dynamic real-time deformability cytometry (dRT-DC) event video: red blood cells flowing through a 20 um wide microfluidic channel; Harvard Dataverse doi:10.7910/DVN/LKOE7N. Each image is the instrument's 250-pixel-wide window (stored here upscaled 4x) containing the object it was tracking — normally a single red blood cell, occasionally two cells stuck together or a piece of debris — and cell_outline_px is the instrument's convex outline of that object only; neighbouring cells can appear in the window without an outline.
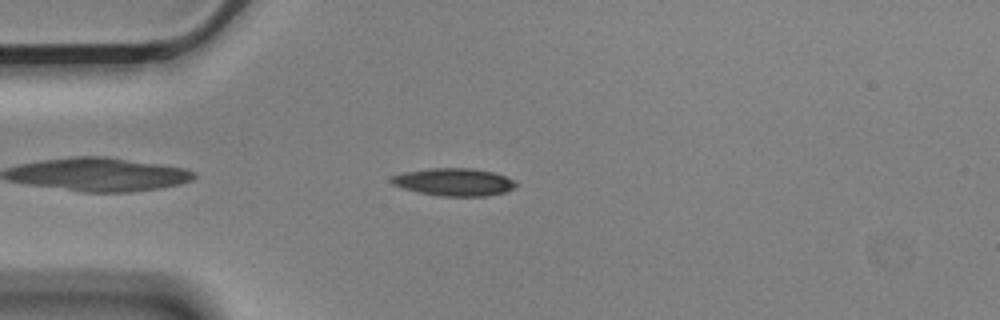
{"species": "Egyptian fruit bat (a non-hibernating species)", "species_latin": "Rousettus aegyptiacus", "temperature_condition": "cold", "stored_images_in_passage": 47, "camera_frame_rate_fps": 3000, "um_per_image_px": 0.085, "animal": {"sex": "male"}, "frame": {"image": 1, "passage_image": 5, "time_ms": 1.333, "image_size_px": [1000, 320], "cell_outline_px": [[516, 188], [504, 192], [488, 196], [440, 196], [420, 192], [404, 188], [392, 184], [388, 180], [392, 176], [404, 172], [428, 168], [472, 168], [492, 172], [504, 176], [512, 180], [516, 184]], "centroid_in_image_um": [38.57, 15.47], "position_along_channel_um": 46.4, "area_um2": 19.94}}
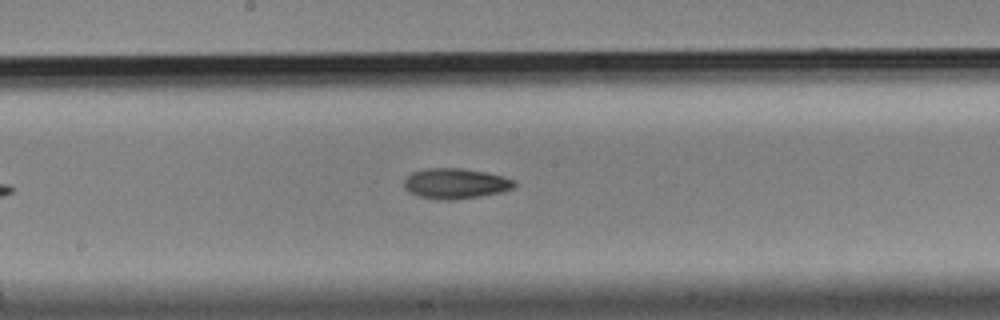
{"frame": {"image": 2, "passage_image": 20, "time_ms": 6.333, "image_size_px": [1000, 320], "cell_outline_px": [[516, 184], [512, 188], [500, 192], [480, 196], [452, 200], [444, 200], [420, 196], [408, 192], [404, 188], [404, 180], [412, 172], [424, 168], [464, 168], [504, 176], [516, 180]], "centroid_in_image_um": [38.71, 15.59], "position_along_channel_um": 209.5, "area_um2": 19.54}}
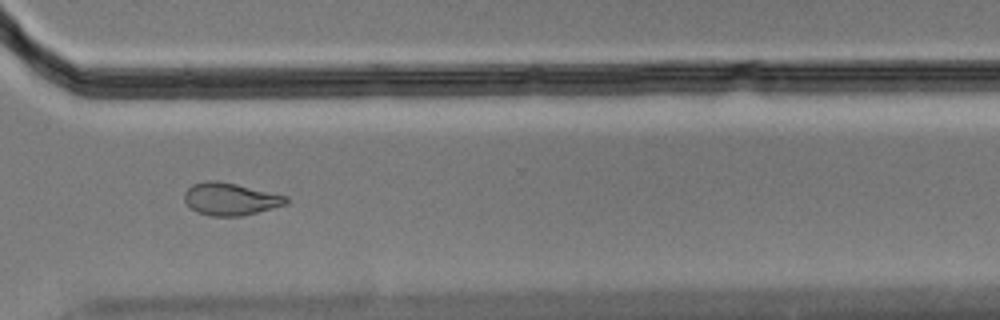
{"frame": {"image": 3, "passage_image": 32, "time_ms": 10.333, "image_size_px": [1000, 320], "cell_outline_px": [[288, 204], [240, 216], [212, 216], [196, 212], [184, 200], [184, 192], [192, 184], [204, 180], [216, 180], [236, 184], [288, 196]], "centroid_in_image_um": [19.56, 16.9], "position_along_channel_um": 351.0, "area_um2": 19.19}, "authors_computed_cell_mechanics": {"area_um2": 19.5364, "velocity_mm_per_s": 3.546, "shape_relaxation_time_tau1_ms": null, "shape_relaxation_time_tau2_ms": 4.6612, "deformation_change_tau1": null, "deformation_change_tau2": 0.1198}}